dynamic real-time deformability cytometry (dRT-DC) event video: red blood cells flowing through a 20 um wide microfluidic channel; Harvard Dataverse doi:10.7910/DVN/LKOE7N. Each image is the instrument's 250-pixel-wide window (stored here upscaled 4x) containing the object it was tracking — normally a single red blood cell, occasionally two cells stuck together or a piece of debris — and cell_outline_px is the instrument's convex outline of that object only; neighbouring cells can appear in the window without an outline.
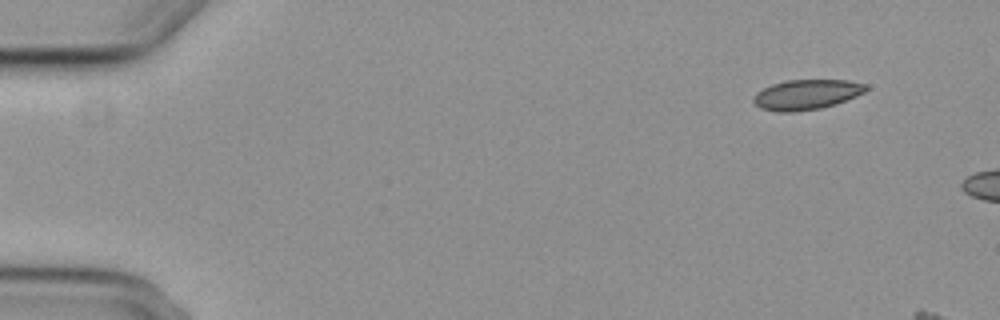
{"species": "common noctule bat (a hibernating species)", "species_latin": "Nyctalus noctula", "temperature_condition": "cold", "stored_images_in_passage": 6, "camera_frame_rate_fps": 3000, "um_per_image_px": 0.085, "animal": {"sex": "female", "body_mass_g": 29.2, "forearm_length_mm": 56.3}, "frame": {"image": 1, "passage_image": 6, "time_ms": 6.0, "image_size_px": [1000, 320], "cell_outline_px": [[868, 88], [864, 92], [856, 96], [820, 108], [792, 112], [780, 112], [760, 108], [752, 100], [752, 96], [756, 92], [772, 84], [784, 80], [848, 80], [868, 84]], "centroid_in_image_um": [68.52, 8.02], "position_along_channel_um": 16.5, "area_um2": 19.59}}